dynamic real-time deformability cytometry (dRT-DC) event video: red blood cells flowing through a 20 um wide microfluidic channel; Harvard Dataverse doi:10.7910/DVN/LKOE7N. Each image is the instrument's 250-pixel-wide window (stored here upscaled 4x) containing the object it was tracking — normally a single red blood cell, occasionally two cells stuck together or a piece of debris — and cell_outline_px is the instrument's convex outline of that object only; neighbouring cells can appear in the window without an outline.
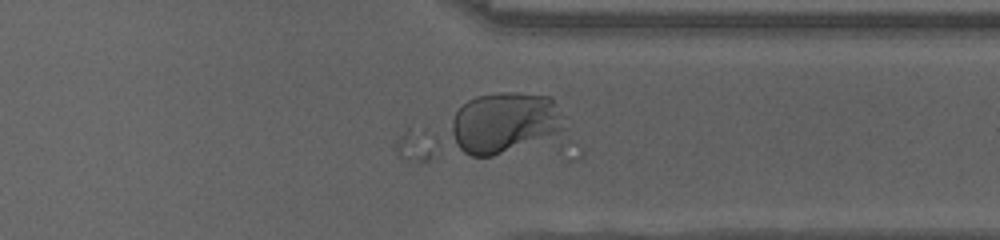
{"species": "human", "species_latin": "Homo sapiens", "temperature_condition": "cold", "stored_images_in_passage": 45, "camera_frame_rate_fps": 3000, "um_per_image_px": 0.085, "donor": {"sex": "female"}, "frame": {"image": 1, "passage_image": 35, "time_ms": 11.333, "image_size_px": [1000, 240], "cell_outline_px": [[568, 128], [560, 132], [492, 156], [420, 164], [416, 164], [404, 160], [396, 152], [392, 144], [408, 124], [476, 96], [496, 92], [516, 92], [552, 96], [564, 116]], "centroid_in_image_um": [40.85, 10.87], "position_along_channel_um": 370.6, "area_um2": 60.0}}
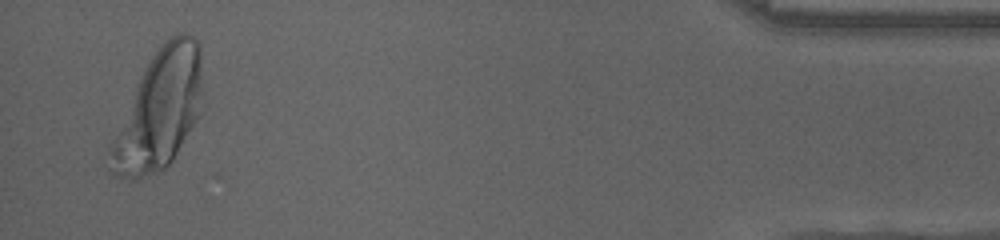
{"frame": {"image": 2, "passage_image": 44, "time_ms": 14.333, "image_size_px": [1000, 240], "cell_outline_px": [[204, 92], [196, 120], [172, 160], [164, 168], [136, 180], [132, 180], [112, 176], [108, 172], [108, 148], [136, 88], [152, 56], [176, 32], [184, 32], [192, 36], [200, 44]], "centroid_in_image_um": [13.55, 9.4], "position_along_channel_um": 421.7, "area_um2": 63.12}}